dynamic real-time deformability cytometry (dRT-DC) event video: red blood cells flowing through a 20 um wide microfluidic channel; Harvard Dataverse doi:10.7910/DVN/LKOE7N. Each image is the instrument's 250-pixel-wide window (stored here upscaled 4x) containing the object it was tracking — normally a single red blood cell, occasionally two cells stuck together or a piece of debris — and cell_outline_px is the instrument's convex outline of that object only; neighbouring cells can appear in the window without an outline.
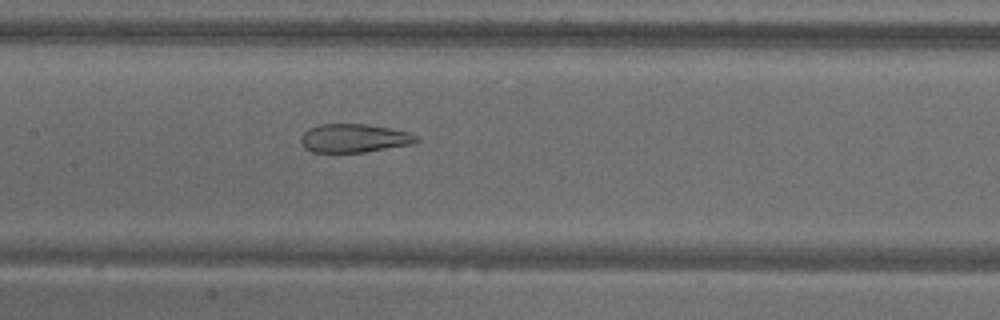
{"species": "common noctule bat (a hibernating species)", "species_latin": "Nyctalus noctula", "temperature_condition": "warm", "stored_images_in_passage": 52, "camera_frame_rate_fps": 3000, "um_per_image_px": 0.085, "animal": {"sex": "male", "body_mass_g": 18.8}, "frame": {"image": 1, "passage_image": 25, "time_ms": 8.0, "image_size_px": [1000, 320], "cell_outline_px": [[420, 140], [416, 144], [364, 152], [312, 152], [304, 148], [300, 140], [300, 136], [308, 128], [320, 124], [368, 124], [408, 132], [416, 136]], "centroid_in_image_um": [30.1, 11.75], "position_along_channel_um": 177.3, "area_um2": 19.36}}
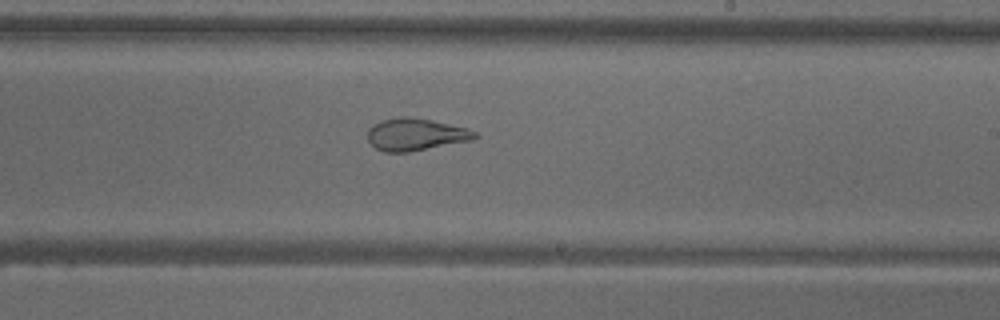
{"frame": {"image": 2, "passage_image": 31, "time_ms": 10.0, "image_size_px": [1000, 320], "cell_outline_px": [[480, 136], [472, 140], [408, 152], [384, 152], [376, 148], [368, 140], [368, 128], [372, 124], [380, 120], [400, 116], [408, 116], [432, 120], [468, 128], [476, 132]], "centroid_in_image_um": [35.32, 11.41], "position_along_channel_um": 253.7, "area_um2": 20.29}}
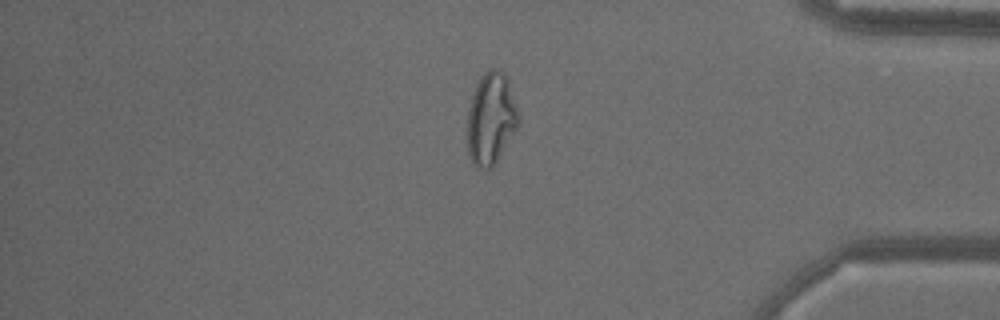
{"frame": {"image": 3, "passage_image": 44, "time_ms": 14.333, "image_size_px": [1000, 320], "cell_outline_px": [[520, 124], [492, 168], [484, 172], [476, 168], [468, 156], [468, 108], [476, 84], [480, 76], [488, 68], [500, 68], [508, 80], [520, 112]], "centroid_in_image_um": [41.75, 10.09], "position_along_channel_um": 393.4, "area_um2": 28.03}, "authors_computed_cell_mechanics": {"area_um2": 26.9348, "velocity_mm_per_s": 3.8336, "shape_relaxation_time_tau1_ms": null, "shape_relaxation_time_tau2_ms": 1.5772, "deformation_change_tau1": null, "deformation_change_tau2": 0.1006}}